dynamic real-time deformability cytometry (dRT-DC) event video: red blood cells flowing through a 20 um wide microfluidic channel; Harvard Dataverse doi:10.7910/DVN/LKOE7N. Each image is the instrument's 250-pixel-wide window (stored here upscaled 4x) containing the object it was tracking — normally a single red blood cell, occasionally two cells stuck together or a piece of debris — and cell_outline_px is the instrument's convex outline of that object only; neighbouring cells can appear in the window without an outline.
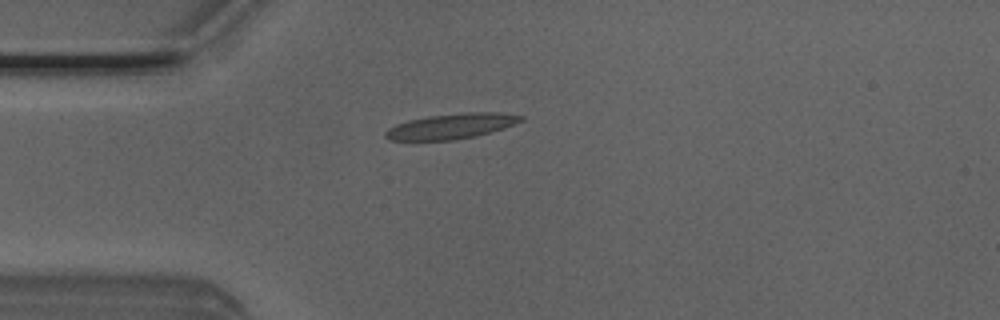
{"species": "Egyptian fruit bat (a non-hibernating species)", "species_latin": "Rousettus aegyptiacus", "temperature_condition": "room temperature", "stored_images_in_passage": 40, "camera_frame_rate_fps": 3000, "um_per_image_px": 0.085, "animal": {"sex": "male"}, "frame": {"image": 1, "passage_image": 2, "time_ms": 0.333, "image_size_px": [1000, 320], "cell_outline_px": [[524, 120], [504, 128], [476, 136], [456, 140], [388, 140], [384, 136], [384, 132], [388, 128], [396, 124], [408, 120], [428, 116], [464, 112], [500, 112], [524, 116]], "centroid_in_image_um": [38.36, 10.72], "position_along_channel_um": 46.6, "area_um2": 20.11}}
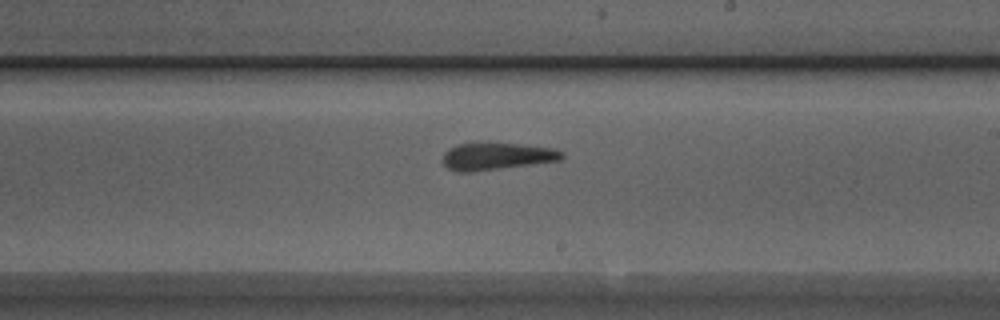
{"frame": {"image": 2, "passage_image": 18, "time_ms": 5.667, "image_size_px": [1000, 320], "cell_outline_px": [[564, 156], [560, 160], [472, 172], [456, 172], [448, 168], [440, 160], [444, 152], [448, 148], [456, 144], [520, 144], [556, 148], [564, 152]], "centroid_in_image_um": [42.19, 13.29], "position_along_channel_um": 246.8, "area_um2": 18.79}}
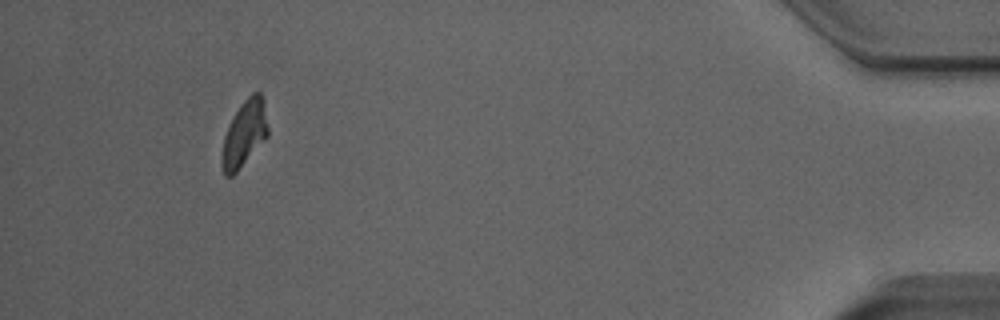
{"frame": {"image": 3, "passage_image": 36, "time_ms": 11.667, "image_size_px": [1000, 320], "cell_outline_px": [[268, 136], [236, 172], [232, 176], [224, 176], [220, 164], [220, 156], [224, 136], [228, 124], [240, 104], [252, 92], [260, 92], [264, 100], [268, 128]], "centroid_in_image_um": [20.74, 11.36], "position_along_channel_um": 414.5, "area_um2": 17.98}, "authors_computed_cell_mechanics": {"area_um2": 18.6983, "velocity_mm_per_s": 4.0043, "shape_relaxation_time_tau1_ms": null, "shape_relaxation_time_tau2_ms": 3.624, "deformation_change_tau1": null, "deformation_change_tau2": 0.1551}}